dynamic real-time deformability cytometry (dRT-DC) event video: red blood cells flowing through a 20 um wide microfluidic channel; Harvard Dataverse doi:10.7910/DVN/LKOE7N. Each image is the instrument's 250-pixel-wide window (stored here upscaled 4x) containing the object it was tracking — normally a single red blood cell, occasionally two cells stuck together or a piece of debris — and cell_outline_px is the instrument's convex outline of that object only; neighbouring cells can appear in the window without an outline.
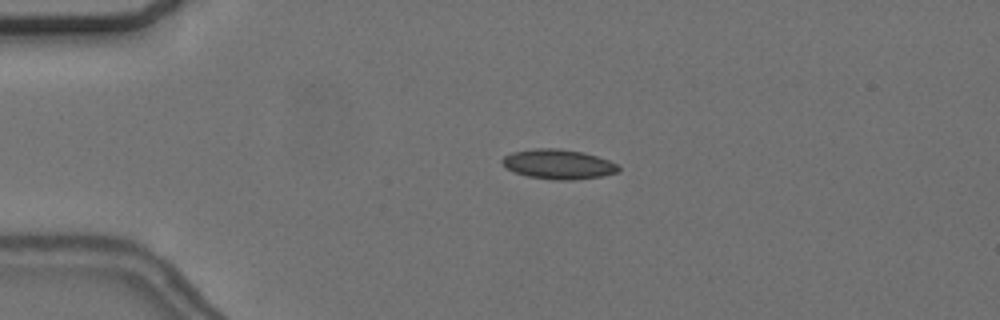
{"species": "common noctule bat (a hibernating species)", "species_latin": "Nyctalus noctula", "temperature_condition": "cold", "stored_images_in_passage": 56, "camera_frame_rate_fps": 3000, "um_per_image_px": 0.085, "animal": {"sex": "female", "body_mass_g": 24.6, "forearm_length_mm": 56.2}, "frame": {"image": 1, "passage_image": 13, "time_ms": 4.0, "image_size_px": [1000, 320], "cell_outline_px": [[620, 168], [616, 172], [604, 176], [572, 180], [556, 180], [528, 176], [516, 172], [508, 168], [500, 160], [504, 156], [512, 152], [532, 148], [560, 148], [584, 152], [608, 160], [616, 164]], "centroid_in_image_um": [47.46, 13.94], "position_along_channel_um": 37.5, "area_um2": 20.06}}
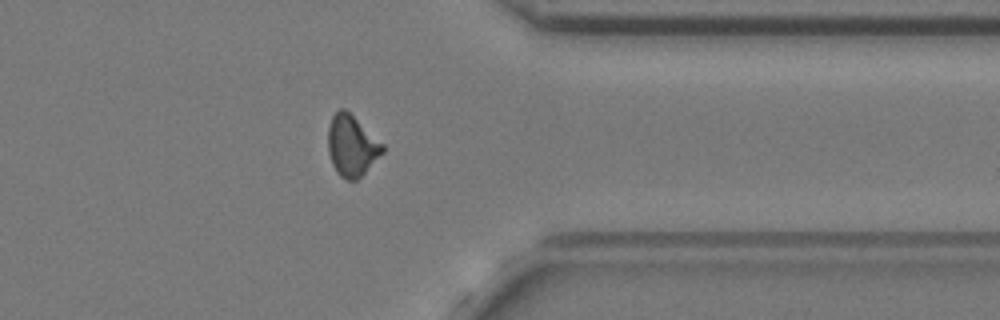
{"frame": {"image": 2, "passage_image": 45, "time_ms": 14.667, "image_size_px": [1000, 320], "cell_outline_px": [[384, 152], [356, 180], [348, 180], [340, 176], [336, 172], [332, 164], [328, 152], [328, 128], [332, 116], [340, 108], [344, 108], [384, 144]], "centroid_in_image_um": [29.89, 12.39], "position_along_channel_um": 381.5, "area_um2": 19.19}}
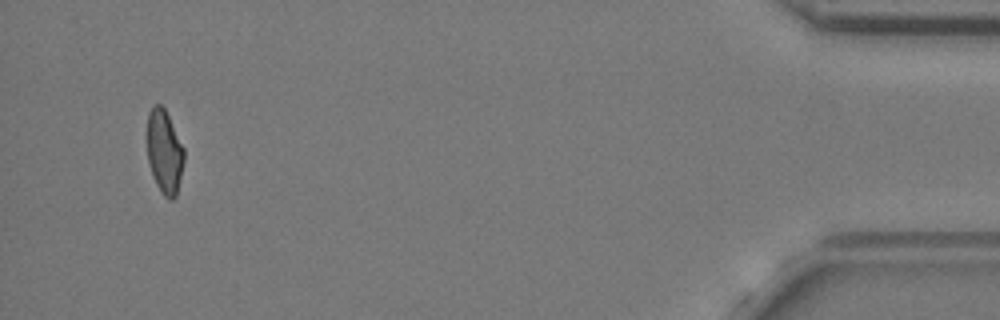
{"frame": {"image": 3, "passage_image": 54, "time_ms": 17.667, "image_size_px": [1000, 320], "cell_outline_px": [[184, 160], [176, 196], [172, 200], [168, 200], [160, 192], [152, 176], [148, 164], [148, 112], [152, 104], [160, 104], [164, 108], [184, 148]], "centroid_in_image_um": [13.97, 12.93], "position_along_channel_um": 421.2, "area_um2": 17.98}, "authors_computed_cell_mechanics": {"area_um2": 18.785, "velocity_mm_per_s": 3.6556, "shape_relaxation_time_tau1_ms": null, "shape_relaxation_time_tau2_ms": 2.2789, "deformation_change_tau1": null, "deformation_change_tau2": 0.0665}}